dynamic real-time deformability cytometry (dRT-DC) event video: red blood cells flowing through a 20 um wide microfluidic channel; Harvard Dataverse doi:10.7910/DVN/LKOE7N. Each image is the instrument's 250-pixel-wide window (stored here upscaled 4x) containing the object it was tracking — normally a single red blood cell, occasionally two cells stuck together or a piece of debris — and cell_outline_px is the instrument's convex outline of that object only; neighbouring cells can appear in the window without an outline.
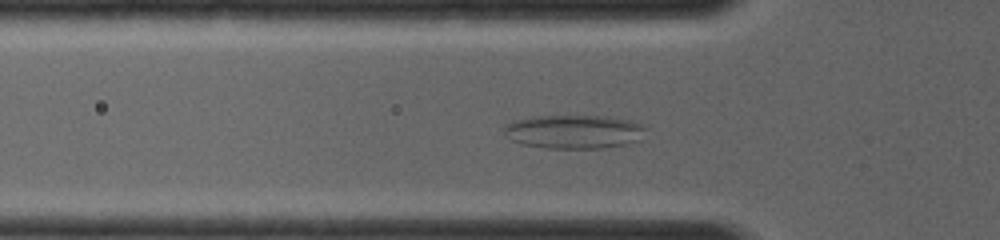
{"species": "common noctule bat (a hibernating species)", "species_latin": "Nyctalus noctula", "temperature_condition": "room temperature", "stored_images_in_passage": 48, "camera_frame_rate_fps": 4000, "um_per_image_px": 0.085, "animal": {"sex": "female", "body_mass_g": 19.0, "forearm_length_mm": 56.7}, "frame": {"image": 1, "passage_image": 14, "time_ms": 3.25, "image_size_px": [1000, 240], "cell_outline_px": [[648, 128], [640, 140], [624, 144], [600, 148], [544, 148], [524, 144], [512, 140], [504, 136], [500, 128], [508, 124], [520, 120], [536, 116], [604, 116], [628, 120], [640, 124]], "centroid_in_image_um": [48.78, 11.2], "position_along_channel_um": 77.0, "area_um2": 27.74}}
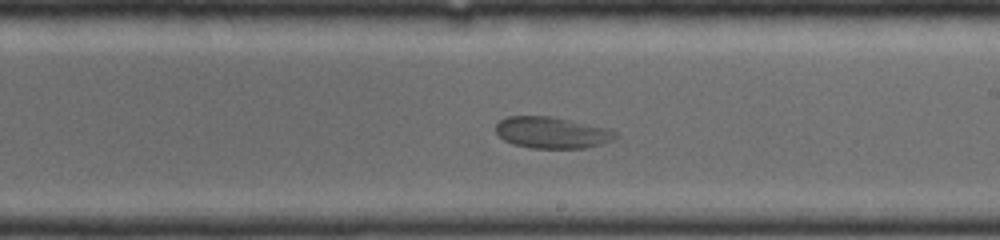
{"frame": {"image": 2, "passage_image": 28, "time_ms": 6.75, "image_size_px": [1000, 240], "cell_outline_px": [[620, 136], [612, 140], [600, 144], [584, 148], [532, 148], [512, 144], [504, 140], [496, 132], [496, 124], [500, 120], [508, 116], [552, 116], [608, 128], [616, 132]], "centroid_in_image_um": [46.92, 11.27], "position_along_channel_um": 242.1, "area_um2": 21.96}}
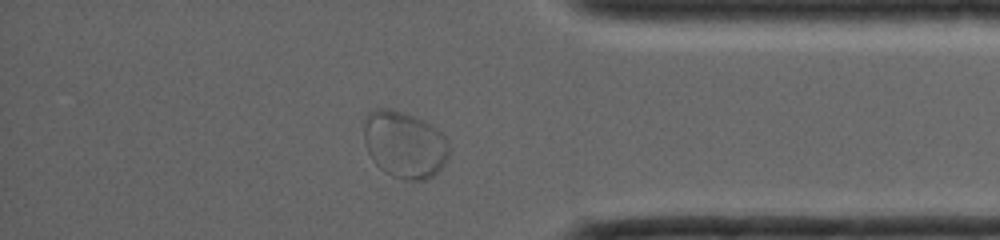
{"frame": {"image": 3, "passage_image": 42, "time_ms": 10.25, "image_size_px": [1000, 240], "cell_outline_px": [[448, 156], [440, 172], [424, 180], [404, 180], [392, 176], [384, 172], [372, 160], [364, 144], [364, 116], [372, 108], [392, 108], [416, 116], [424, 120], [436, 128], [448, 140]], "centroid_in_image_um": [34.36, 12.27], "position_along_channel_um": 400.8, "area_um2": 33.81}}